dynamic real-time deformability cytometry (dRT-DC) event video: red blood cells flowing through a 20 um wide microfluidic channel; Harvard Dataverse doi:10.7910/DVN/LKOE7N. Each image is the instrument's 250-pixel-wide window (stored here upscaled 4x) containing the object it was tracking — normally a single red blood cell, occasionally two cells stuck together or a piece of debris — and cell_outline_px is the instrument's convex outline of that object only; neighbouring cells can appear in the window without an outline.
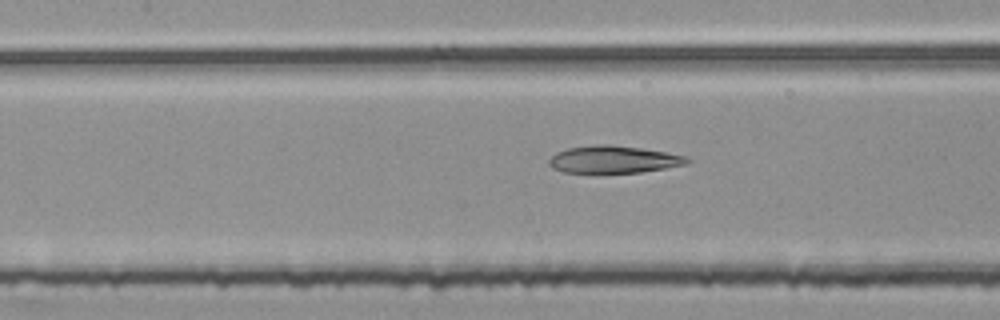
{"species": "common noctule bat (a hibernating species)", "species_latin": "Nyctalus noctula", "temperature_condition": "room temperature", "stored_images_in_passage": 36, "camera_frame_rate_fps": 3000, "um_per_image_px": 0.085, "animal": {"sex": "female", "body_mass_g": 25.1}, "frame": {"image": 1, "passage_image": 14, "time_ms": 4.333, "image_size_px": [1000, 320], "cell_outline_px": [[692, 160], [684, 164], [664, 168], [640, 172], [564, 172], [552, 168], [548, 164], [548, 160], [556, 152], [568, 148], [592, 144], [608, 144], [640, 148], [668, 152], [688, 156]], "centroid_in_image_um": [52.14, 13.54], "position_along_channel_um": 155.3, "area_um2": 21.91}}
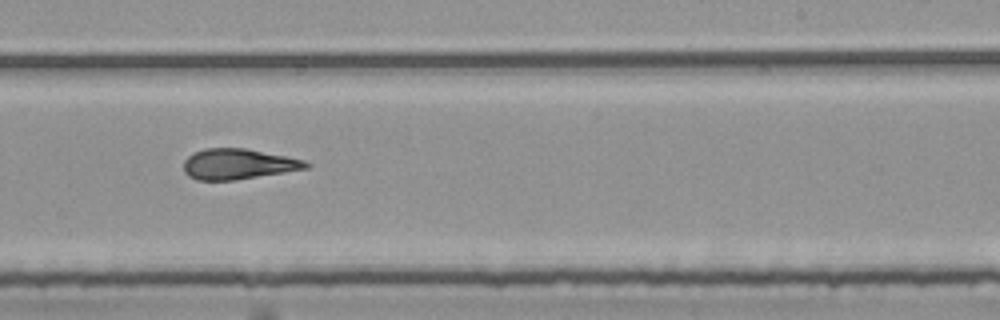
{"frame": {"image": 2, "passage_image": 23, "time_ms": 7.333, "image_size_px": [1000, 320], "cell_outline_px": [[312, 164], [308, 168], [284, 172], [232, 180], [196, 180], [188, 176], [184, 172], [184, 160], [192, 152], [204, 148], [244, 148], [304, 160]], "centroid_in_image_um": [20.19, 13.94], "position_along_channel_um": 268.8, "area_um2": 21.62}}
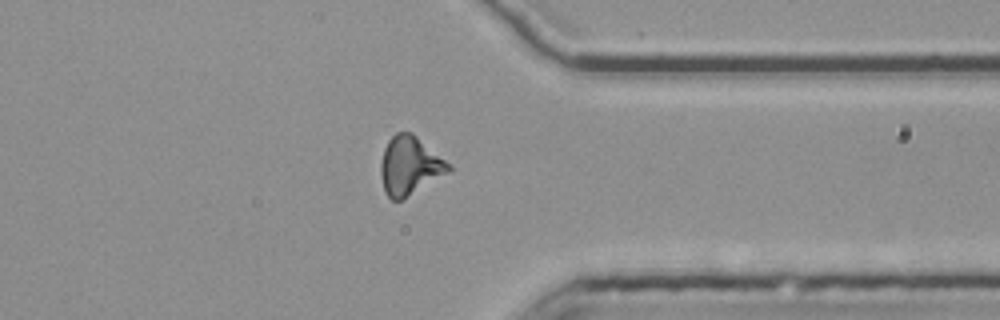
{"frame": {"image": 3, "passage_image": 32, "time_ms": 10.333, "image_size_px": [1000, 320], "cell_outline_px": [[452, 172], [400, 200], [392, 200], [384, 192], [380, 176], [380, 164], [384, 148], [388, 140], [396, 132], [412, 132], [452, 164]], "centroid_in_image_um": [34.85, 14.08], "position_along_channel_um": 376.5, "area_um2": 23.52}, "authors_computed_cell_mechanics": {"area_um2": 22.1663, "velocity_mm_per_s": 3.7997, "shape_relaxation_time_tau1_ms": null, "shape_relaxation_time_tau2_ms": 3.2847, "deformation_change_tau1": null, "deformation_change_tau2": 0.15}}